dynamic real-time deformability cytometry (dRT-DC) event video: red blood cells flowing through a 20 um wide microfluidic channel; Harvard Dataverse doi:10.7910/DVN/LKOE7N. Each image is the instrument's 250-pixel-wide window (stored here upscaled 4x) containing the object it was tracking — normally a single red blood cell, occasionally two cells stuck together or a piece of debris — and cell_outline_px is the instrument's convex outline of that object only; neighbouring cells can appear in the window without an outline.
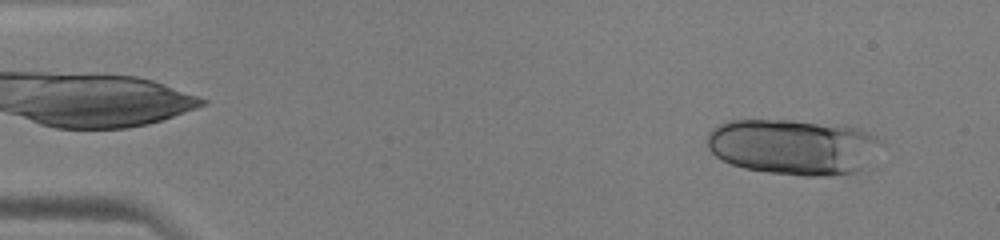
{"species": "human", "species_latin": "Homo sapiens", "temperature_condition": "warm", "stored_images_in_passage": 45, "segment_of_instrument_passage": [1, 2], "camera_frame_rate_fps": 3000, "um_per_image_px": 0.085, "donor": {"sex": "male"}, "frame": {"image": 1, "passage_image": 3, "time_ms": 0.667, "image_size_px": [1000, 240], "cell_outline_px": [[884, 144], [860, 172], [832, 176], [804, 176], [768, 172], [744, 168], [732, 164], [716, 156], [708, 148], [708, 132], [712, 128], [728, 120], [792, 120], [844, 124], [860, 128], [876, 136]], "centroid_in_image_um": [67.49, 12.47], "position_along_channel_um": 17.5, "area_um2": 57.28}}